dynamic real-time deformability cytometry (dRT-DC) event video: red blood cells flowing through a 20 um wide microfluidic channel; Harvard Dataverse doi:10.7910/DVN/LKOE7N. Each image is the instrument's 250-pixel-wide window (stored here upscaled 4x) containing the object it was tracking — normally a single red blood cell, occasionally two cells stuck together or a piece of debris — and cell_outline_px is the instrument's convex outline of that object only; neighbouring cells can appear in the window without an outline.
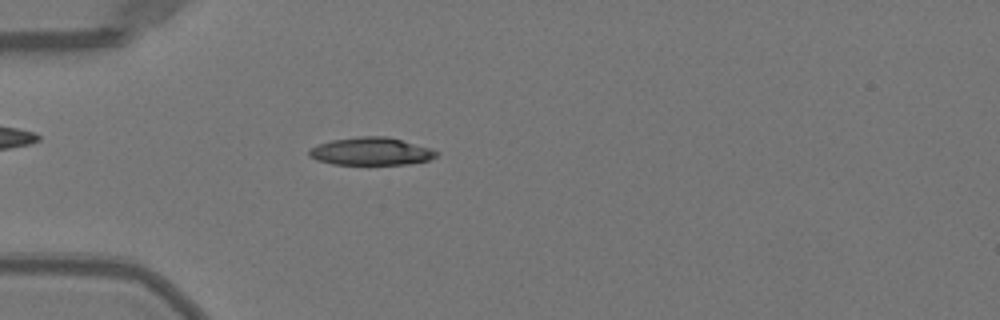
{"species": "Egyptian fruit bat (a non-hibernating species)", "species_latin": "Rousettus aegyptiacus", "temperature_condition": "warm", "stored_images_in_passage": 51, "camera_frame_rate_fps": 3000, "um_per_image_px": 0.085, "animal": {"sex": "female"}, "frame": {"image": 1, "passage_image": 15, "time_ms": 4.667, "image_size_px": [1000, 320], "cell_outline_px": [[440, 152], [436, 156], [428, 160], [408, 164], [332, 164], [316, 160], [308, 156], [308, 148], [332, 140], [360, 136], [388, 136], [432, 148]], "centroid_in_image_um": [31.54, 12.86], "position_along_channel_um": 53.5, "area_um2": 20.69}}
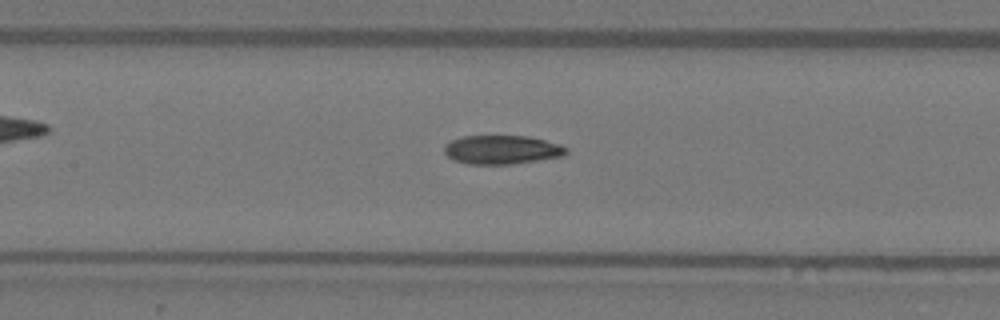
{"frame": {"image": 2, "passage_image": 24, "time_ms": 7.667, "image_size_px": [1000, 320], "cell_outline_px": [[568, 152], [564, 156], [512, 164], [468, 164], [452, 160], [444, 152], [444, 144], [452, 140], [464, 136], [528, 136], [560, 144], [568, 148]], "centroid_in_image_um": [42.66, 12.73], "position_along_channel_um": 164.7, "area_um2": 20.58}}
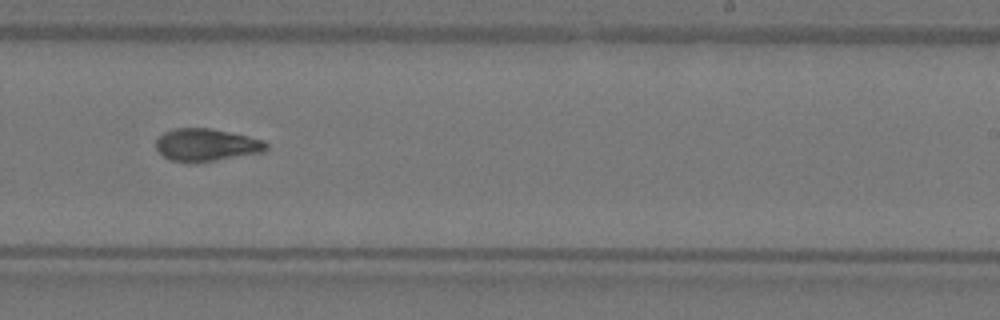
{"frame": {"image": 3, "passage_image": 32, "time_ms": 10.333, "image_size_px": [1000, 320], "cell_outline_px": [[268, 148], [264, 152], [212, 160], [168, 160], [156, 148], [156, 140], [164, 132], [172, 128], [212, 128], [248, 136], [264, 140], [268, 144]], "centroid_in_image_um": [17.56, 12.27], "position_along_channel_um": 271.4, "area_um2": 20.4}, "authors_computed_cell_mechanics": {"area_um2": 20.5768, "velocity_mm_per_s": 4.0306, "shape_relaxation_time_tau1_ms": 5.8235, "shape_relaxation_time_tau2_ms": 3.2798, "deformation_change_tau1": 0.1796, "deformation_change_tau2": 0.0893}}